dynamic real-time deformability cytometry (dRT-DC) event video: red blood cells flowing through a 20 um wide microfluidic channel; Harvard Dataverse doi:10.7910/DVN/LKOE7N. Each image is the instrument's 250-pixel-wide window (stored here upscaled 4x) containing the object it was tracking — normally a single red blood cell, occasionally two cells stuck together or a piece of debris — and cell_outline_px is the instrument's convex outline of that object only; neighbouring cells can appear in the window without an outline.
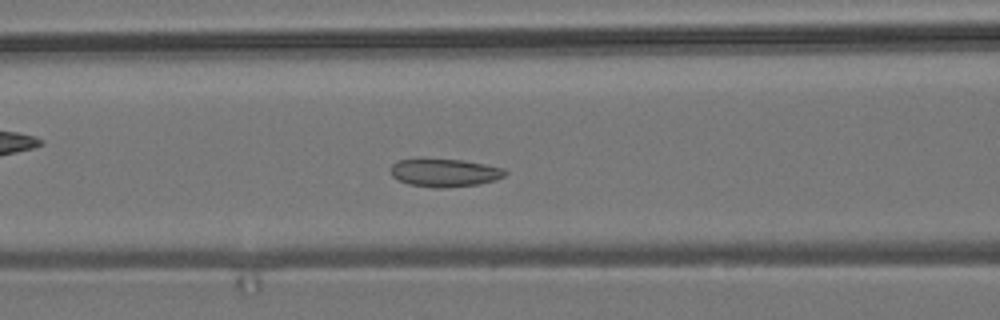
{"species": "common noctule bat (a hibernating species)", "species_latin": "Nyctalus noctula", "temperature_condition": "room temperature", "stored_images_in_passage": 40, "camera_frame_rate_fps": 3000, "um_per_image_px": 0.085, "animal": {"sex": "male", "body_mass_g": 19.2, "forearm_length_mm": 51.8}, "frame": {"image": 1, "passage_image": 20, "time_ms": 6.333, "image_size_px": [1000, 320], "cell_outline_px": [[508, 172], [504, 176], [496, 180], [480, 184], [444, 188], [432, 188], [408, 184], [392, 176], [392, 164], [396, 160], [464, 160], [504, 168]], "centroid_in_image_um": [37.84, 14.7], "position_along_channel_um": 128.8, "area_um2": 18.5}}
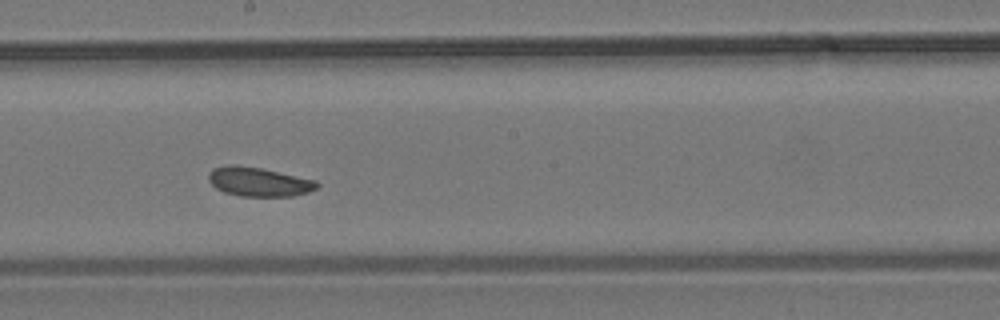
{"frame": {"image": 2, "passage_image": 28, "time_ms": 9.0, "image_size_px": [1000, 320], "cell_outline_px": [[320, 184], [316, 188], [308, 192], [292, 196], [240, 196], [224, 192], [216, 188], [208, 180], [208, 172], [212, 168], [228, 164], [236, 164], [260, 168], [316, 180]], "centroid_in_image_um": [21.96, 15.44], "position_along_channel_um": 226.2, "area_um2": 18.44}}
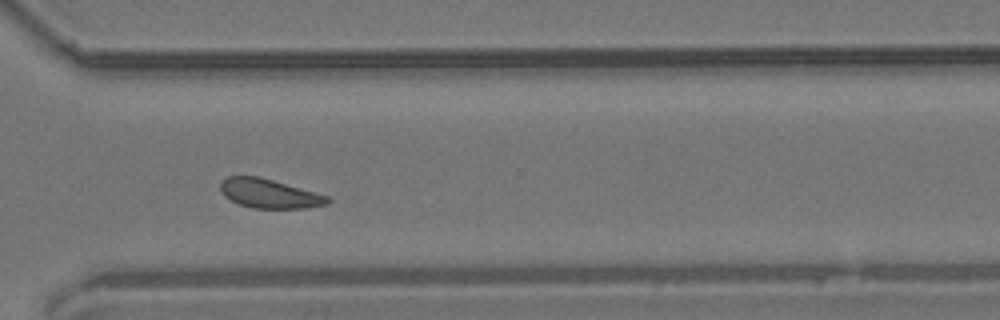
{"frame": {"image": 3, "passage_image": 38, "time_ms": 12.333, "image_size_px": [1000, 320], "cell_outline_px": [[332, 200], [328, 204], [308, 208], [252, 208], [240, 204], [224, 196], [220, 192], [220, 184], [228, 176], [260, 176], [328, 196]], "centroid_in_image_um": [22.9, 16.45], "position_along_channel_um": 347.7, "area_um2": 18.15}, "authors_computed_cell_mechanics": {"area_um2": 19.0451, "velocity_mm_per_s": 3.6565, "shape_relaxation_time_tau1_ms": 2.1854, "shape_relaxation_time_tau2_ms": 3.445, "deformation_change_tau1": 0.0665, "deformation_change_tau2": 0.0684}}